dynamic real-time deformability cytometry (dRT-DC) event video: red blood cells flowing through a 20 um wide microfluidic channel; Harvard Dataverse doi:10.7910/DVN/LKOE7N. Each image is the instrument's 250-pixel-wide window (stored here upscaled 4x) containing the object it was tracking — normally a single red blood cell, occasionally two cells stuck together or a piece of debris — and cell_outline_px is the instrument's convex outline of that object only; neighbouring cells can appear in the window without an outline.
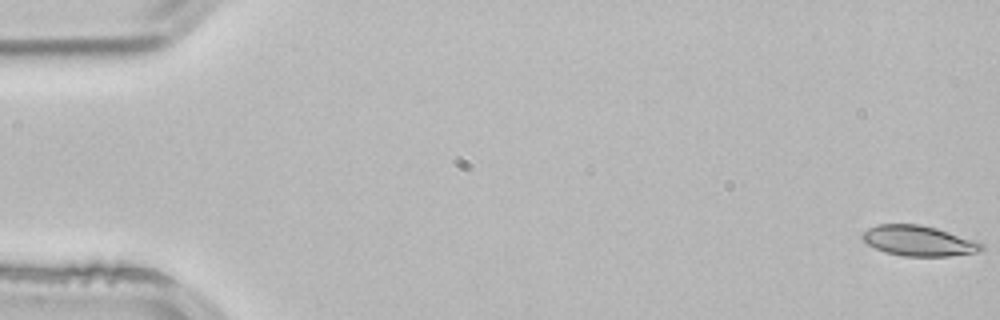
{"species": "common noctule bat (a hibernating species)", "species_latin": "Nyctalus noctula", "temperature_condition": "room temperature", "stored_images_in_passage": 4, "camera_frame_rate_fps": 3000, "um_per_image_px": 0.085, "animal": {"sex": "male", "body_mass_g": 21.5, "forearm_length_mm": 52.0}, "frame": {"image": 1, "passage_image": 1, "time_ms": 0.0, "image_size_px": [1000, 320], "cell_outline_px": [[984, 248], [976, 252], [948, 256], [904, 256], [884, 252], [868, 244], [860, 236], [868, 228], [876, 224], [920, 224], [936, 228], [984, 244]], "centroid_in_image_um": [78.04, 20.46], "position_along_channel_um": 7.0, "area_um2": 20.81}}
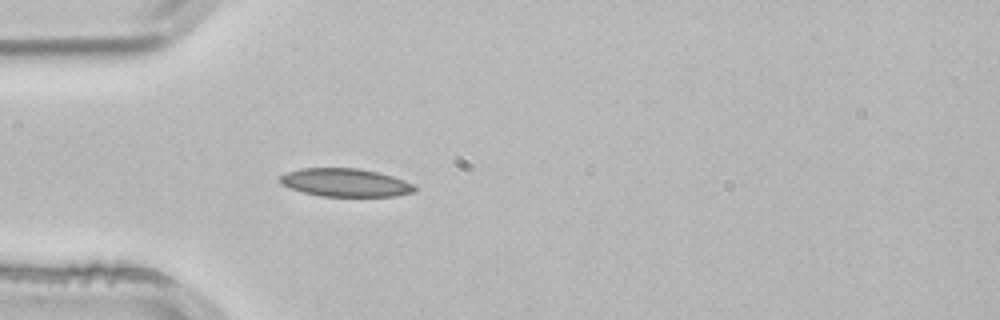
{"frame": {"image": 2, "passage_image": 4, "time_ms": 1.0, "image_size_px": [1000, 320], "cell_outline_px": [[416, 192], [396, 196], [320, 196], [304, 192], [292, 188], [284, 184], [280, 180], [280, 176], [288, 172], [300, 168], [360, 168], [380, 172], [416, 184]], "centroid_in_image_um": [29.44, 15.51], "position_along_channel_um": 55.6, "area_um2": 22.08}}